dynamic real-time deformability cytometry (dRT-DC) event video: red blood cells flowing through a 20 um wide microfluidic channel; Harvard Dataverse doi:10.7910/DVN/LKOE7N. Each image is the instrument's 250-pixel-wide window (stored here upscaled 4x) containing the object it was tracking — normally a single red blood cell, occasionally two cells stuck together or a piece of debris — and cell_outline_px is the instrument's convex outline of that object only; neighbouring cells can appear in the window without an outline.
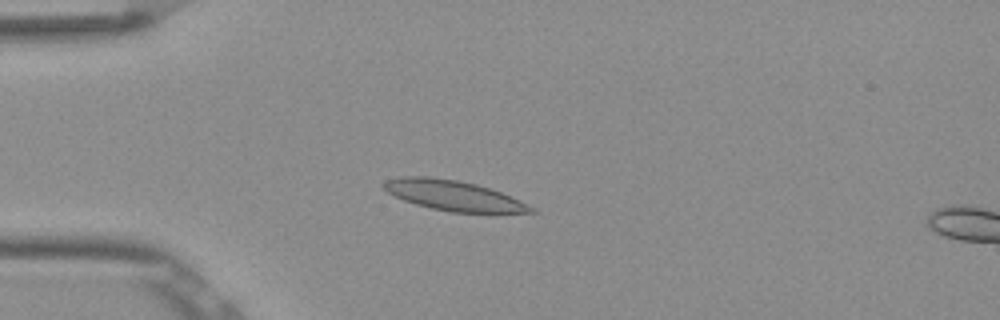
{"species": "Egyptian fruit bat (a non-hibernating species)", "species_latin": "Rousettus aegyptiacus", "temperature_condition": "room temperature", "stored_images_in_passage": 12, "camera_frame_rate_fps": 3000, "um_per_image_px": 0.085, "frame": {"image": 1, "passage_image": 9, "time_ms": 2.667, "image_size_px": [1000, 320], "cell_outline_px": [[536, 212], [452, 212], [432, 208], [416, 204], [404, 200], [388, 192], [380, 184], [384, 180], [400, 176], [428, 176], [456, 180], [476, 184], [500, 192], [536, 208]], "centroid_in_image_um": [38.48, 16.6], "position_along_channel_um": 46.5, "area_um2": 25.49}}